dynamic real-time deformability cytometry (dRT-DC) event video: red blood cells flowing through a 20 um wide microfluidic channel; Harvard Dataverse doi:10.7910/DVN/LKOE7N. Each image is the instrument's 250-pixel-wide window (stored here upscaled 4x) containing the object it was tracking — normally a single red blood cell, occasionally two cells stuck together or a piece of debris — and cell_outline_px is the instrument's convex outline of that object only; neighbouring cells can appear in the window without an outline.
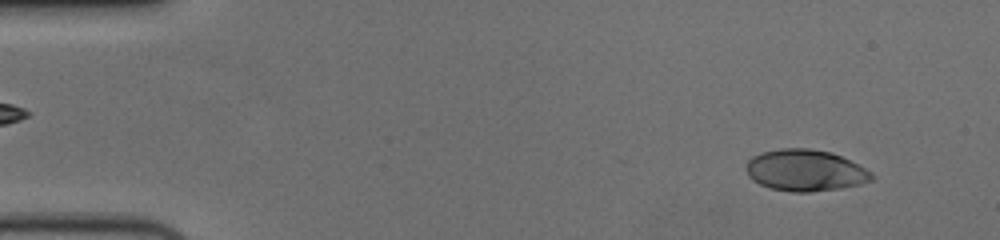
{"species": "human", "species_latin": "Homo sapiens", "temperature_condition": "cold", "stored_images_in_passage": 55, "camera_frame_rate_fps": 3000, "um_per_image_px": 0.085, "donor": {"sex": "female"}, "frame": {"image": 1, "passage_image": 4, "time_ms": 1.0, "image_size_px": [1000, 240], "cell_outline_px": [[876, 176], [872, 180], [860, 184], [840, 188], [808, 192], [792, 192], [768, 188], [752, 180], [748, 176], [744, 168], [744, 164], [752, 156], [760, 152], [780, 148], [808, 148], [832, 152], [872, 172]], "centroid_in_image_um": [68.39, 14.48], "position_along_channel_um": 16.6, "area_um2": 30.63}}
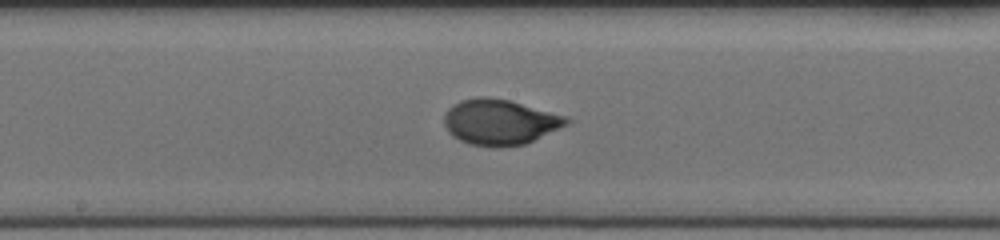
{"frame": {"image": 2, "passage_image": 29, "time_ms": 9.333, "image_size_px": [1000, 240], "cell_outline_px": [[572, 120], [568, 124], [560, 128], [524, 144], [500, 148], [492, 148], [468, 144], [452, 136], [448, 132], [444, 124], [444, 116], [448, 108], [452, 104], [460, 100], [476, 96], [488, 96], [508, 100], [568, 116]], "centroid_in_image_um": [42.46, 10.37], "position_along_channel_um": 205.7, "area_um2": 32.89}}
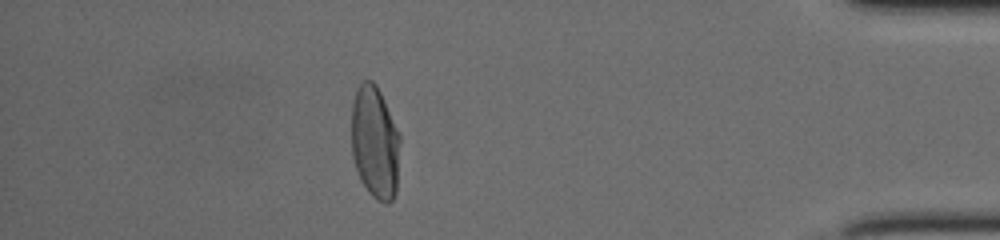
{"frame": {"image": 3, "passage_image": 49, "time_ms": 16.0, "image_size_px": [1000, 240], "cell_outline_px": [[400, 144], [396, 192], [392, 200], [388, 204], [384, 204], [376, 200], [368, 192], [360, 180], [352, 156], [352, 104], [356, 88], [360, 80], [372, 80], [376, 84], [380, 92], [400, 136]], "centroid_in_image_um": [31.86, 12.12], "position_along_channel_um": 403.3, "area_um2": 32.19}, "authors_computed_cell_mechanics": {"area_um2": 31.6744, "velocity_mm_per_s": 3.6403, "shape_relaxation_time_tau1_ms": 4.0043, "shape_relaxation_time_tau2_ms": null, "deformation_change_tau1": 0.1985, "deformation_change_tau2": null}}